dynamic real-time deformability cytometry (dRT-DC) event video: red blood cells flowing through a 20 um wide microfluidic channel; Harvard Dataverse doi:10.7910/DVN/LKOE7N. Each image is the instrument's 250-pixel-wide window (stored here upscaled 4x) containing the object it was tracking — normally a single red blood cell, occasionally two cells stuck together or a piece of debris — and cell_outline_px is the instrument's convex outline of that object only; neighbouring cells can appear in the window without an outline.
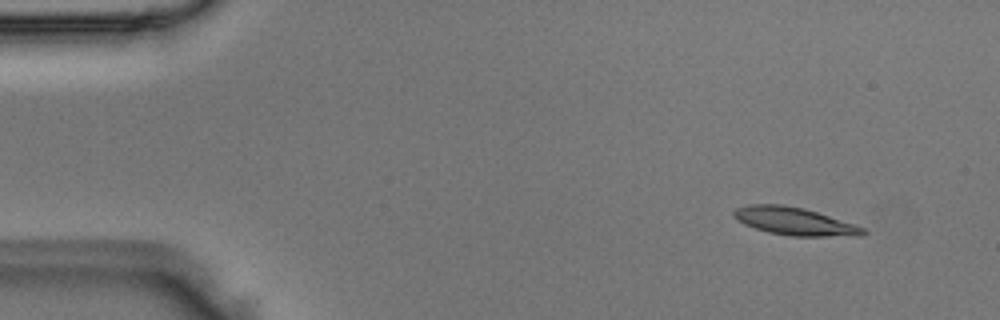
{"species": "Egyptian fruit bat (a non-hibernating species)", "species_latin": "Rousettus aegyptiacus", "temperature_condition": "room temperature", "stored_images_in_passage": 46, "camera_frame_rate_fps": 3000, "um_per_image_px": 0.085, "animal": {"sex": "male"}, "frame": {"image": 1, "passage_image": 1, "time_ms": 0.0, "image_size_px": [1000, 320], "cell_outline_px": [[868, 232], [864, 236], [792, 236], [768, 232], [744, 224], [732, 216], [732, 212], [736, 208], [752, 204], [780, 204], [804, 208], [856, 224], [864, 228]], "centroid_in_image_um": [67.57, 18.81], "position_along_channel_um": 17.4, "area_um2": 20.98}}
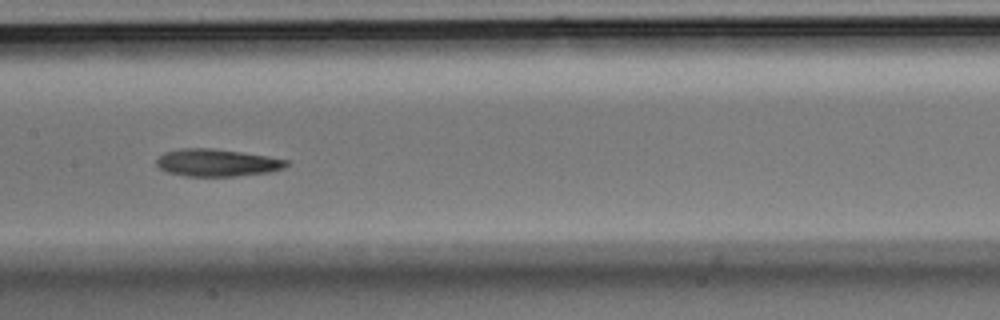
{"frame": {"image": 2, "passage_image": 21, "time_ms": 6.667, "image_size_px": [1000, 320], "cell_outline_px": [[288, 164], [284, 168], [268, 172], [236, 176], [188, 176], [168, 172], [160, 168], [156, 164], [156, 160], [164, 152], [180, 148], [212, 148], [268, 156], [288, 160]], "centroid_in_image_um": [18.43, 13.82], "position_along_channel_um": 189.0, "area_um2": 20.58}}
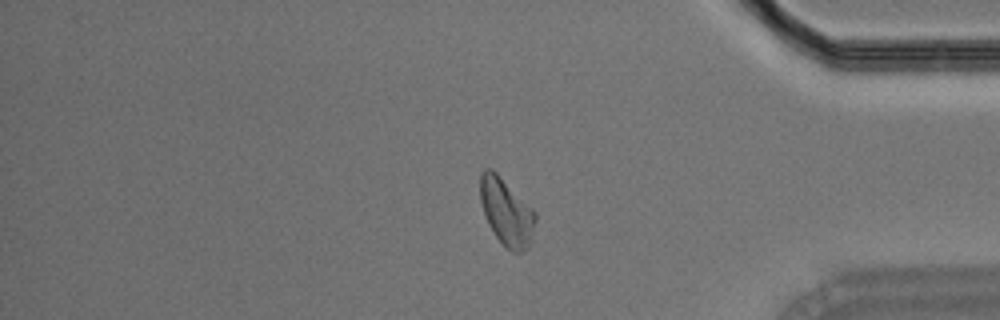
{"frame": {"image": 3, "passage_image": 38, "time_ms": 12.333, "image_size_px": [1000, 320], "cell_outline_px": [[536, 220], [532, 240], [528, 248], [520, 252], [512, 252], [496, 236], [488, 224], [480, 200], [480, 172], [484, 168], [492, 168], [536, 212]], "centroid_in_image_um": [43.05, 18.0], "position_along_channel_um": 392.1, "area_um2": 21.44}}